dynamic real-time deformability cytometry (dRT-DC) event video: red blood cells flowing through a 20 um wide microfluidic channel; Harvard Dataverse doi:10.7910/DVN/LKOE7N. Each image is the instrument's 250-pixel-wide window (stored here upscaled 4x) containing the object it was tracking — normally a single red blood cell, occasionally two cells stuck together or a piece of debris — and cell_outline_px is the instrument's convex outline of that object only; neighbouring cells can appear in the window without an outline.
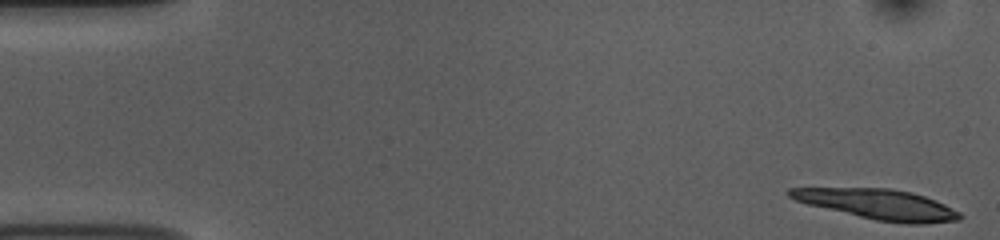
{"species": "common noctule bat (a hibernating species)", "species_latin": "Nyctalus noctula", "temperature_condition": "room temperature", "stored_images_in_passage": 16, "camera_frame_rate_fps": 3000, "um_per_image_px": 0.085, "animal": {"sex": "female", "body_mass_g": 10.0, "forearm_length_mm": 53.1}, "frame": {"image": 1, "passage_image": 1, "time_ms": 0.0, "image_size_px": [1000, 240], "cell_outline_px": [[964, 216], [960, 220], [924, 224], [908, 224], [876, 220], [808, 204], [796, 200], [788, 196], [784, 192], [788, 188], [888, 188], [912, 192], [936, 200], [960, 212]], "centroid_in_image_um": [74.67, 17.36], "position_along_channel_um": 10.3, "area_um2": 29.82}}